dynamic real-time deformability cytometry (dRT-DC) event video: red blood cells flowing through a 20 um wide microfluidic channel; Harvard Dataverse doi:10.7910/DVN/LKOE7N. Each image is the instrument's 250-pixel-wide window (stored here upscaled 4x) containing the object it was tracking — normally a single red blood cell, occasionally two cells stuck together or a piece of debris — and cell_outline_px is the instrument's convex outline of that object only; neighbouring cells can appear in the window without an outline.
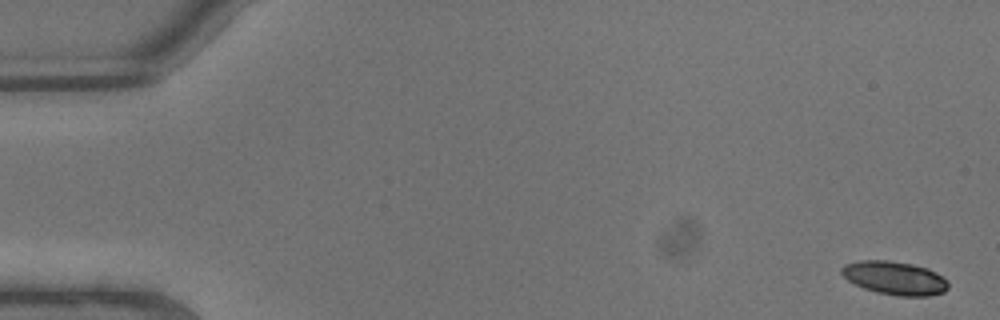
{"species": "common noctule bat (a hibernating species)", "species_latin": "Nyctalus noctula", "temperature_condition": "warm", "stored_images_in_passage": 8, "camera_frame_rate_fps": 3000, "um_per_image_px": 0.085, "animal": {"sex": "male", "body_mass_g": 13.3}, "frame": {"image": 1, "passage_image": 1, "time_ms": 0.0, "image_size_px": [1000, 320], "cell_outline_px": [[948, 288], [944, 292], [928, 296], [900, 296], [876, 292], [864, 288], [848, 280], [840, 272], [840, 268], [844, 264], [860, 260], [888, 260], [912, 264], [928, 268], [936, 272], [948, 280]], "centroid_in_image_um": [76.06, 23.62], "position_along_channel_um": 8.9, "area_um2": 20.87}}
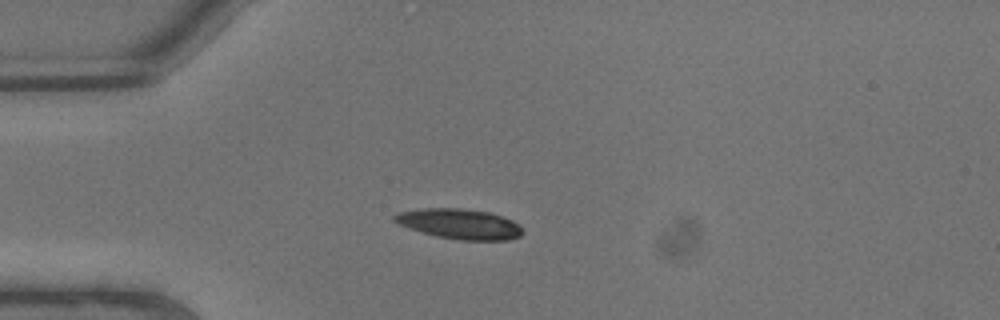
{"frame": {"image": 2, "passage_image": 6, "time_ms": 1.667, "image_size_px": [1000, 320], "cell_outline_px": [[524, 232], [520, 236], [508, 240], [460, 240], [436, 236], [400, 224], [392, 220], [392, 216], [400, 212], [424, 208], [460, 208], [488, 212], [512, 220], [520, 224]], "centroid_in_image_um": [39.11, 19.03], "position_along_channel_um": 45.9, "area_um2": 22.31}}
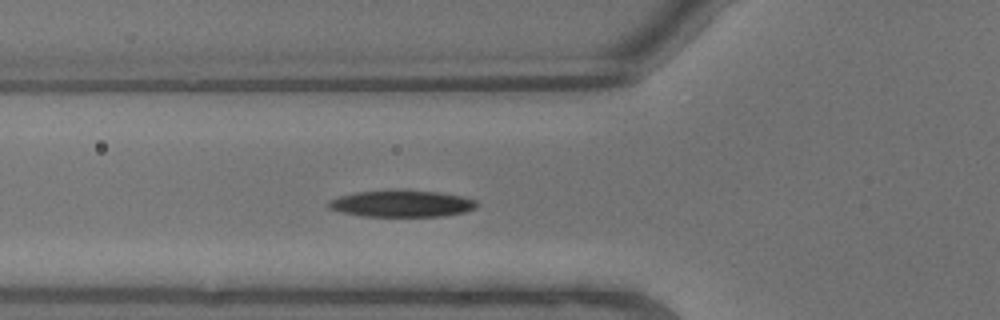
{"frame": {"image": 3, "passage_image": 8, "time_ms": 2.333, "image_size_px": [1000, 320], "cell_outline_px": [[480, 204], [476, 208], [464, 212], [444, 216], [360, 216], [340, 212], [328, 208], [328, 200], [340, 196], [356, 192], [440, 192], [464, 196], [476, 200]], "centroid_in_image_um": [34.18, 17.34], "position_along_channel_um": 91.6, "area_um2": 22.54}}